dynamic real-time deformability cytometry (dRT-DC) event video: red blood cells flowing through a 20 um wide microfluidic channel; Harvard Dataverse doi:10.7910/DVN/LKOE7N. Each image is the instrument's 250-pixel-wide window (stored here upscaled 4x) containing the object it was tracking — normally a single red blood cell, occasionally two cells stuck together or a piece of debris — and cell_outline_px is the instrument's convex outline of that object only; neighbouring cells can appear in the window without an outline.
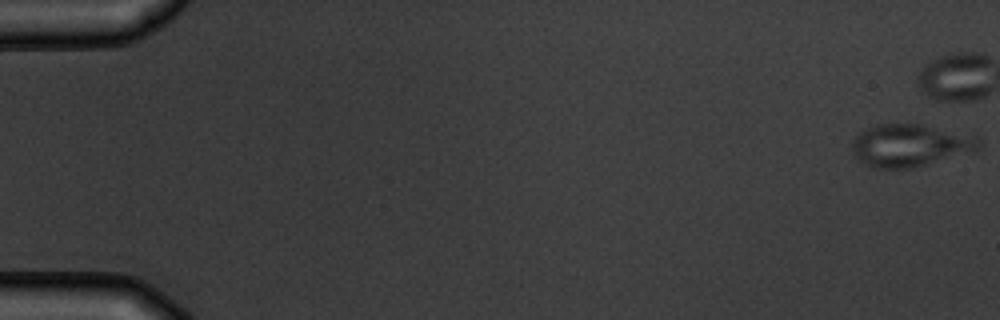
{"species": "common noctule bat (a hibernating species)", "species_latin": "Nyctalus noctula", "temperature_condition": "warm", "stored_images_in_passage": 4, "camera_frame_rate_fps": 3000, "um_per_image_px": 0.085, "animal": {"sex": "male", "body_mass_g": 19.5, "forearm_length_mm": 54.6}, "frame": {"image": 1, "passage_image": 1, "time_ms": 0.0, "image_size_px": [1000, 320], "cell_outline_px": [[984, 144], [976, 152], [912, 168], [876, 168], [860, 160], [856, 156], [852, 148], [852, 144], [856, 136], [860, 132], [876, 124], [920, 124], [976, 136]], "centroid_in_image_um": [77.44, 12.36], "position_along_channel_um": 7.6, "area_um2": 31.33}}